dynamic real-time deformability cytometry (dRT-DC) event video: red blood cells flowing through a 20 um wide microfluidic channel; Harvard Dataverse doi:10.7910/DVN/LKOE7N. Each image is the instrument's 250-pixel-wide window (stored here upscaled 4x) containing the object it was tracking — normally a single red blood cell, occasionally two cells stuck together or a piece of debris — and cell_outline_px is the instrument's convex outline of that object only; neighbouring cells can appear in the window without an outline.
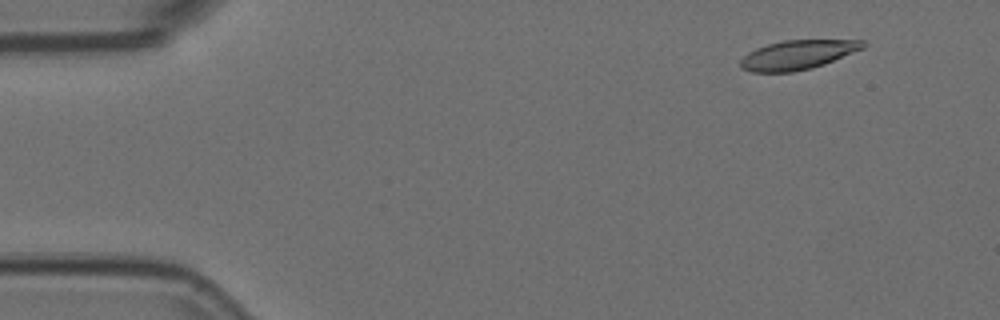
{"species": "Egyptian fruit bat (a non-hibernating species)", "species_latin": "Rousettus aegyptiacus", "temperature_condition": "room temperature", "stored_images_in_passage": 4, "camera_frame_rate_fps": 3000, "um_per_image_px": 0.085, "animal": {"sex": "female"}, "frame": {"image": 1, "passage_image": 1, "time_ms": 0.0, "image_size_px": [1000, 320], "cell_outline_px": [[868, 44], [864, 48], [824, 64], [812, 68], [792, 72], [752, 72], [740, 68], [740, 60], [748, 52], [756, 48], [768, 44], [784, 40], [864, 40]], "centroid_in_image_um": [67.8, 4.66], "position_along_channel_um": 17.2, "area_um2": 20.92}}
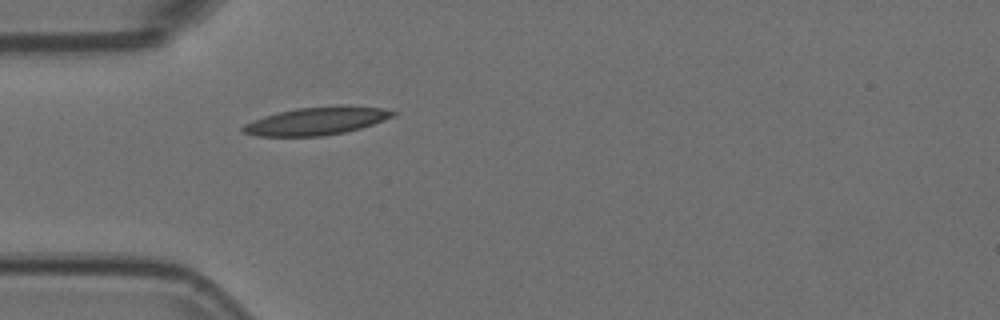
{"frame": {"image": 2, "passage_image": 4, "time_ms": 1.0, "image_size_px": [1000, 320], "cell_outline_px": [[396, 112], [392, 116], [384, 120], [360, 128], [344, 132], [320, 136], [256, 136], [244, 132], [240, 128], [244, 124], [264, 116], [296, 108], [336, 104], [348, 104], [384, 108]], "centroid_in_image_um": [26.93, 10.26], "position_along_channel_um": 58.1, "area_um2": 24.51}}